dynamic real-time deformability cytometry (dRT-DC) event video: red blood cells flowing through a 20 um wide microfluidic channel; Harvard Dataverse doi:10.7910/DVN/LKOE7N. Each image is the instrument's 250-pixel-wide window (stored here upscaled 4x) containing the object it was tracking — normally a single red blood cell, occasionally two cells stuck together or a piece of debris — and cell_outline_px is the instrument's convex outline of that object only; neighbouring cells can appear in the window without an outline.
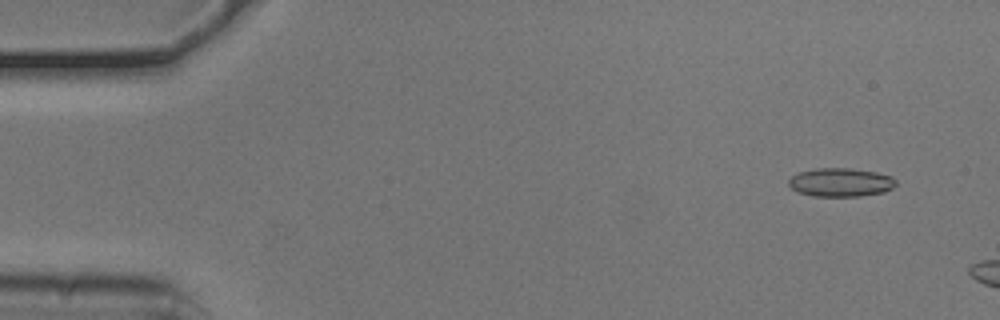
{"species": "common noctule bat (a hibernating species)", "species_latin": "Nyctalus noctula", "temperature_condition": "cold", "stored_images_in_passage": 9, "camera_frame_rate_fps": 3000, "um_per_image_px": 0.085, "animal": {"sex": "male", "body_mass_g": 20.5, "forearm_length_mm": 52.5}, "frame": {"image": 1, "passage_image": 4, "time_ms": 1.0, "image_size_px": [1000, 320], "cell_outline_px": [[896, 184], [892, 188], [884, 192], [860, 196], [812, 196], [800, 192], [792, 188], [788, 184], [788, 180], [792, 176], [800, 172], [816, 168], [848, 168], [876, 172], [892, 176], [896, 180]], "centroid_in_image_um": [71.47, 15.5], "position_along_channel_um": 13.5, "area_um2": 17.8}}